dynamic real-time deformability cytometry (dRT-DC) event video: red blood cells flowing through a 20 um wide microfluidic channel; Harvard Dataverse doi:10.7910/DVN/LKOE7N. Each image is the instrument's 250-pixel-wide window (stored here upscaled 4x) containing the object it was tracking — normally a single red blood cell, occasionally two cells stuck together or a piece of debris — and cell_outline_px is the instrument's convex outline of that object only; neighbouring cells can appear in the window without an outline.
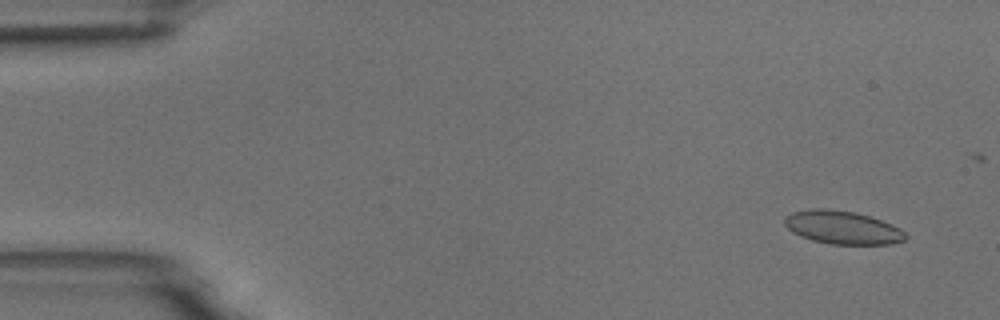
{"species": "common noctule bat (a hibernating species)", "species_latin": "Nyctalus noctula", "temperature_condition": "room temperature", "stored_images_in_passage": 5, "camera_frame_rate_fps": 3000, "um_per_image_px": 0.085, "animal": {"sex": "male", "body_mass_g": 18.8}, "frame": {"image": 1, "passage_image": 2, "time_ms": 1.0, "image_size_px": [1000, 320], "cell_outline_px": [[908, 236], [904, 240], [892, 244], [832, 244], [812, 240], [800, 236], [792, 232], [784, 224], [784, 216], [792, 212], [808, 208], [828, 208], [852, 212], [868, 216], [892, 224], [900, 228]], "centroid_in_image_um": [71.58, 19.33], "position_along_channel_um": 13.4, "area_um2": 23.47}}